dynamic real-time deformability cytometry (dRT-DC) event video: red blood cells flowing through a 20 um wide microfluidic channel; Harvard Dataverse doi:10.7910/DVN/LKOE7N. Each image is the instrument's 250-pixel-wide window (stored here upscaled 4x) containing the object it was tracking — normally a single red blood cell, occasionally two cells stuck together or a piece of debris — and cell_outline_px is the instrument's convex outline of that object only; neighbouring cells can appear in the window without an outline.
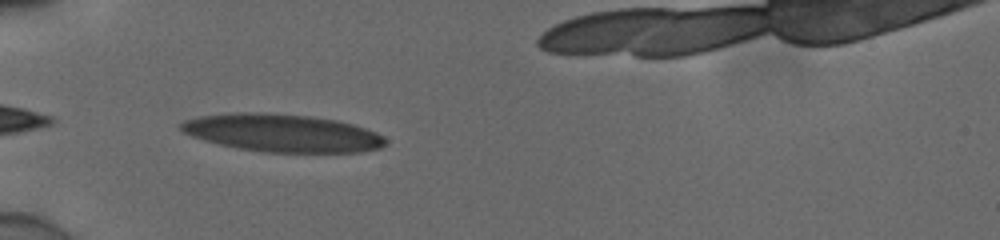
{"species": "human", "species_latin": "Homo sapiens", "temperature_condition": "cold", "stored_images_in_passage": 30, "camera_frame_rate_fps": 3000, "um_per_image_px": 0.085, "donor": {"sex": "male"}, "frame": {"image": 1, "passage_image": 1, "time_ms": 0.0, "image_size_px": [1000, 240], "cell_outline_px": [[388, 140], [380, 148], [360, 152], [264, 152], [236, 148], [204, 140], [192, 136], [184, 132], [180, 128], [180, 124], [184, 120], [196, 116], [236, 112], [248, 112], [308, 116], [336, 120], [352, 124], [376, 132], [384, 136]], "centroid_in_image_um": [23.98, 11.31], "position_along_channel_um": 61.0, "area_um2": 44.8}}
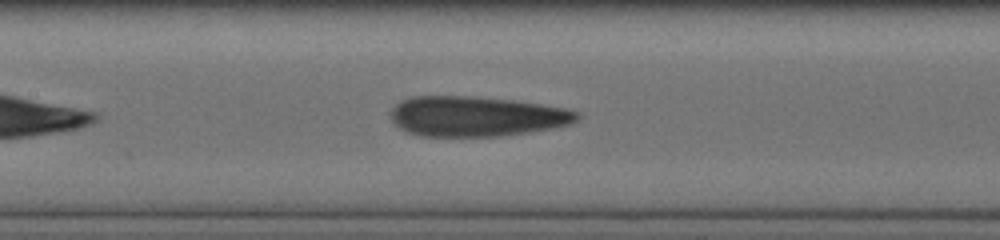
{"frame": {"image": 2, "passage_image": 10, "time_ms": 3.0, "image_size_px": [1000, 240], "cell_outline_px": [[580, 116], [576, 120], [568, 124], [552, 128], [528, 132], [500, 136], [420, 136], [408, 132], [400, 128], [392, 120], [392, 108], [400, 100], [412, 96], [468, 96], [512, 100], [540, 104], [564, 108], [580, 112]], "centroid_in_image_um": [40.47, 9.88], "position_along_channel_um": 166.9, "area_um2": 43.35}}
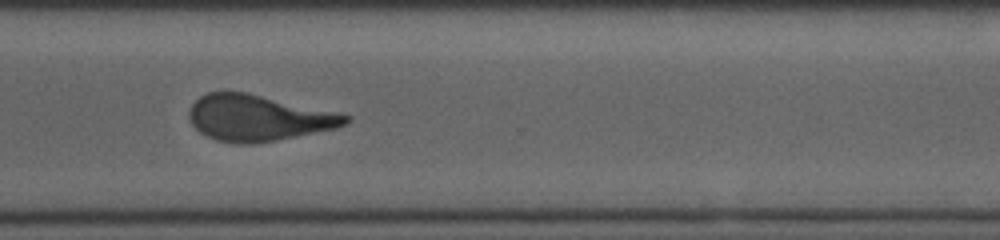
{"frame": {"image": 3, "passage_image": 23, "time_ms": 7.333, "image_size_px": [1000, 240], "cell_outline_px": [[352, 116], [344, 124], [336, 128], [272, 140], [248, 144], [236, 144], [216, 140], [200, 132], [192, 124], [188, 116], [188, 112], [192, 104], [200, 96], [208, 92], [248, 92], [336, 112]], "centroid_in_image_um": [21.9, 10.01], "position_along_channel_um": 348.7, "area_um2": 41.44}}